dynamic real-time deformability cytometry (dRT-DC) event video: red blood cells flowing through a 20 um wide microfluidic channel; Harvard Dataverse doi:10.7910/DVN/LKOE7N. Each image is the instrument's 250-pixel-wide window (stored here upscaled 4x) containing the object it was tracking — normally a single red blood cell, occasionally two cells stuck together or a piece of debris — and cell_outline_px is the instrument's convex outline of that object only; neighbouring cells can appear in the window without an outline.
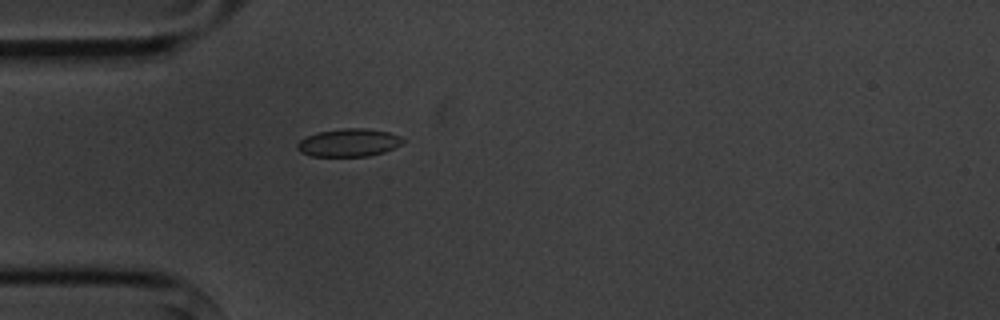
{"species": "common noctule bat (a hibernating species)", "species_latin": "Nyctalus noctula", "temperature_condition": "cold", "stored_images_in_passage": 5, "camera_frame_rate_fps": 3000, "um_per_image_px": 0.085, "animal": {"sex": "male", "body_mass_g": 20.1, "forearm_length_mm": 53.5}, "frame": {"image": 1, "passage_image": 5, "time_ms": 4.667, "image_size_px": [1000, 320], "cell_outline_px": [[404, 140], [400, 144], [384, 152], [368, 156], [312, 156], [300, 152], [296, 148], [296, 144], [300, 140], [316, 132], [344, 128], [364, 128], [388, 132], [400, 136]], "centroid_in_image_um": [29.61, 12.12], "position_along_channel_um": 55.4, "area_um2": 17.05}}